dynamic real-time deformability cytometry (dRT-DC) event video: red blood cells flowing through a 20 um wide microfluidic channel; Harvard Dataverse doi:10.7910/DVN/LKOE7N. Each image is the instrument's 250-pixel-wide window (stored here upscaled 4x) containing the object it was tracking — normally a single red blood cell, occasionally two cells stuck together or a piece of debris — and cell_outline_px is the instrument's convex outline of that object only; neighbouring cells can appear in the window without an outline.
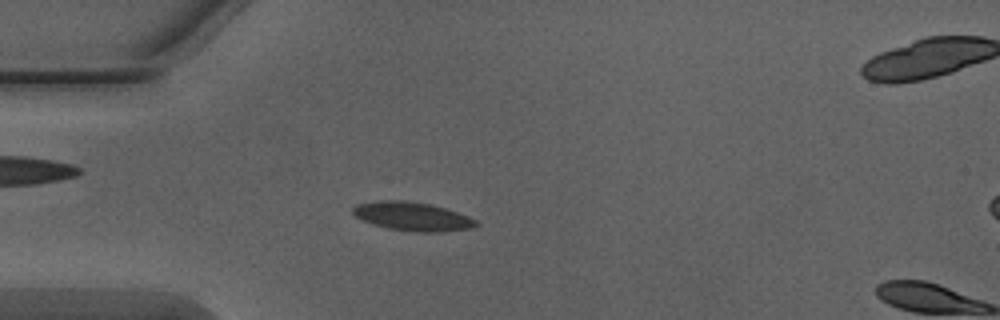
{"species": "Egyptian fruit bat (a non-hibernating species)", "species_latin": "Rousettus aegyptiacus", "temperature_condition": "warm", "stored_images_in_passage": 3, "camera_frame_rate_fps": 3000, "um_per_image_px": 0.085, "animal": {"sex": "male"}, "frame": {"image": 1, "passage_image": 1, "time_ms": 0.0, "image_size_px": [1000, 320], "cell_outline_px": [[480, 224], [472, 228], [440, 232], [416, 232], [388, 228], [372, 224], [356, 216], [352, 212], [352, 208], [356, 204], [376, 200], [404, 200], [428, 204], [444, 208], [468, 216], [476, 220]], "centroid_in_image_um": [35.04, 18.39], "position_along_channel_um": 50.0, "area_um2": 20.52}}